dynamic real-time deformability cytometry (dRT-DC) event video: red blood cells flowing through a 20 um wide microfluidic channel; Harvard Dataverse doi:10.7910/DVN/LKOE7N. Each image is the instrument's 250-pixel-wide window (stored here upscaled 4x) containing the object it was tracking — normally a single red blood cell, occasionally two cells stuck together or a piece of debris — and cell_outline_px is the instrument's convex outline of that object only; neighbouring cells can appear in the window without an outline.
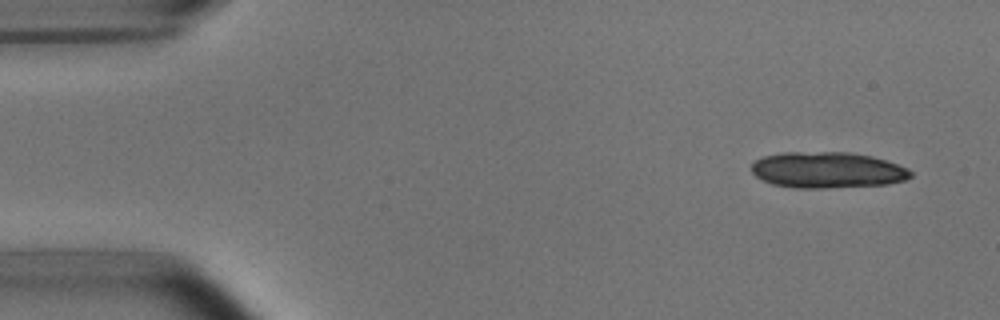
{"species": "common noctule bat (a hibernating species)", "species_latin": "Nyctalus noctula", "temperature_condition": "room temperature", "stored_images_in_passage": 6, "camera_frame_rate_fps": 3000, "um_per_image_px": 0.085, "animal": {"sex": "male", "body_mass_g": 15.6}, "frame": {"image": 1, "passage_image": 1, "time_ms": 0.0, "image_size_px": [1000, 320], "cell_outline_px": [[912, 176], [904, 180], [888, 184], [824, 188], [796, 188], [772, 184], [756, 176], [752, 172], [752, 164], [756, 160], [764, 156], [784, 152], [848, 152], [872, 156], [908, 168], [912, 172]], "centroid_in_image_um": [70.33, 14.45], "position_along_channel_um": 14.7, "area_um2": 33.35}}